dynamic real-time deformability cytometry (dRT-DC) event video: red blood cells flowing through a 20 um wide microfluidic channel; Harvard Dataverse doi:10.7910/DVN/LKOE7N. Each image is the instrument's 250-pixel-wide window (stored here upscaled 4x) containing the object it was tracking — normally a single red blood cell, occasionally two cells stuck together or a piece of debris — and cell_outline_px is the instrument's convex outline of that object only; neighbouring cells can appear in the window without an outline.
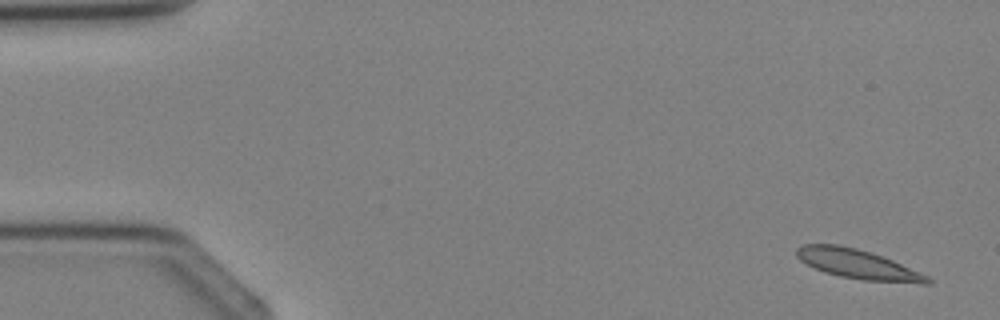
{"species": "Egyptian fruit bat (a non-hibernating species)", "species_latin": "Rousettus aegyptiacus", "temperature_condition": "cold", "stored_images_in_passage": 3, "camera_frame_rate_fps": 3000, "um_per_image_px": 0.085, "animal": {"sex": "female"}, "frame": {"image": 1, "passage_image": 1, "time_ms": 0.0, "image_size_px": [1000, 320], "cell_outline_px": [[932, 284], [920, 284], [864, 280], [840, 276], [824, 272], [800, 260], [796, 256], [796, 248], [800, 244], [840, 244], [872, 252], [892, 260], [920, 272], [928, 276], [932, 280]], "centroid_in_image_um": [72.93, 22.45], "position_along_channel_um": 12.1, "area_um2": 22.54}}